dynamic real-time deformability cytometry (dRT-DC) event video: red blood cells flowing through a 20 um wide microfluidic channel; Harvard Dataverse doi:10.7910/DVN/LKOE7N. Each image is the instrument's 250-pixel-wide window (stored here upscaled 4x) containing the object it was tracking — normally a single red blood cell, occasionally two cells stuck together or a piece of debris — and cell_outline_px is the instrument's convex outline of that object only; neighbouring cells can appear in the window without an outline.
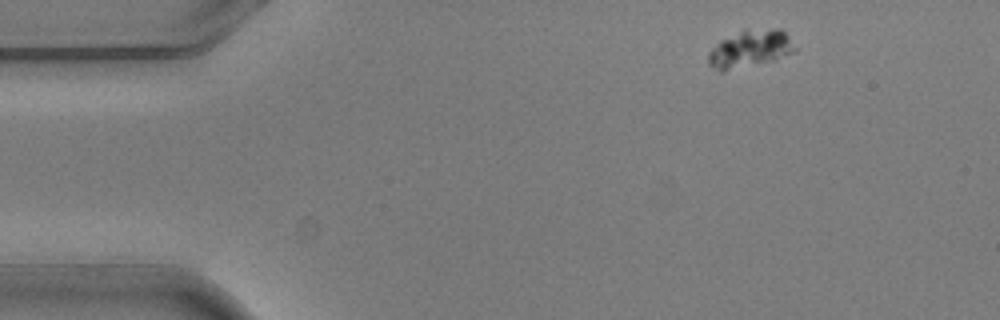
{"species": "common noctule bat (a hibernating species)", "species_latin": "Nyctalus noctula", "temperature_condition": "warm", "stored_images_in_passage": 4, "camera_frame_rate_fps": 3000, "um_per_image_px": 0.085, "animal": {"sex": "male", "body_mass_g": 20.5, "forearm_length_mm": 52.5}, "frame": {"image": 1, "passage_image": 1, "time_ms": 0.0, "image_size_px": [1000, 320], "cell_outline_px": [[796, 52], [776, 60], [724, 72], [720, 72], [712, 68], [708, 64], [708, 52], [720, 40], [744, 28], [780, 28], [784, 32], [796, 48]], "centroid_in_image_um": [63.74, 4.15], "position_along_channel_um": 21.3, "area_um2": 19.42}}